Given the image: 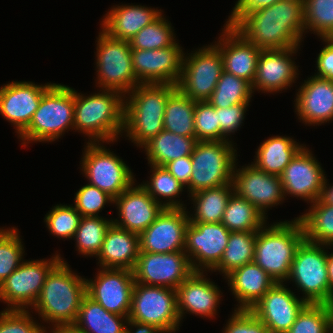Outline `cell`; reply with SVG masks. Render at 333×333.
<instances>
[{"label":"cell","instance_id":"74e56055","mask_svg":"<svg viewBox=\"0 0 333 333\" xmlns=\"http://www.w3.org/2000/svg\"><path fill=\"white\" fill-rule=\"evenodd\" d=\"M256 235L257 232H231L220 263L211 272L218 271L225 277L231 271L254 262Z\"/></svg>","mask_w":333,"mask_h":333},{"label":"cell","instance_id":"60d3db41","mask_svg":"<svg viewBox=\"0 0 333 333\" xmlns=\"http://www.w3.org/2000/svg\"><path fill=\"white\" fill-rule=\"evenodd\" d=\"M253 94L248 81L223 71L208 102L215 108H226L250 103Z\"/></svg>","mask_w":333,"mask_h":333},{"label":"cell","instance_id":"680465c9","mask_svg":"<svg viewBox=\"0 0 333 333\" xmlns=\"http://www.w3.org/2000/svg\"><path fill=\"white\" fill-rule=\"evenodd\" d=\"M327 272L329 280V304L333 305V253L328 252Z\"/></svg>","mask_w":333,"mask_h":333},{"label":"cell","instance_id":"d4e9b609","mask_svg":"<svg viewBox=\"0 0 333 333\" xmlns=\"http://www.w3.org/2000/svg\"><path fill=\"white\" fill-rule=\"evenodd\" d=\"M204 274L205 272H193L176 288L180 320L188 313L210 319L217 315L223 293L218 285Z\"/></svg>","mask_w":333,"mask_h":333},{"label":"cell","instance_id":"9f6ffc18","mask_svg":"<svg viewBox=\"0 0 333 333\" xmlns=\"http://www.w3.org/2000/svg\"><path fill=\"white\" fill-rule=\"evenodd\" d=\"M130 326V327H129ZM136 328V330H133ZM125 333H163L154 325L139 323L128 319L126 324Z\"/></svg>","mask_w":333,"mask_h":333},{"label":"cell","instance_id":"5b68a950","mask_svg":"<svg viewBox=\"0 0 333 333\" xmlns=\"http://www.w3.org/2000/svg\"><path fill=\"white\" fill-rule=\"evenodd\" d=\"M270 225L257 231L254 262L276 283H287L296 250L305 240L304 229L298 217Z\"/></svg>","mask_w":333,"mask_h":333},{"label":"cell","instance_id":"f1b7e54d","mask_svg":"<svg viewBox=\"0 0 333 333\" xmlns=\"http://www.w3.org/2000/svg\"><path fill=\"white\" fill-rule=\"evenodd\" d=\"M140 252L139 235L116 226L108 228L100 253L99 267L133 271Z\"/></svg>","mask_w":333,"mask_h":333},{"label":"cell","instance_id":"ac0fdd59","mask_svg":"<svg viewBox=\"0 0 333 333\" xmlns=\"http://www.w3.org/2000/svg\"><path fill=\"white\" fill-rule=\"evenodd\" d=\"M95 279H86V294L107 311L129 316L135 285L133 271L100 268Z\"/></svg>","mask_w":333,"mask_h":333},{"label":"cell","instance_id":"f35d334b","mask_svg":"<svg viewBox=\"0 0 333 333\" xmlns=\"http://www.w3.org/2000/svg\"><path fill=\"white\" fill-rule=\"evenodd\" d=\"M149 165L152 174L150 175L149 181L147 180L141 183V185L151 197L165 208H187L185 207L186 205L178 199L185 187L171 175L165 167Z\"/></svg>","mask_w":333,"mask_h":333},{"label":"cell","instance_id":"9a60e30c","mask_svg":"<svg viewBox=\"0 0 333 333\" xmlns=\"http://www.w3.org/2000/svg\"><path fill=\"white\" fill-rule=\"evenodd\" d=\"M193 272L185 252L163 254L139 252L133 269L136 283L173 289Z\"/></svg>","mask_w":333,"mask_h":333},{"label":"cell","instance_id":"94428289","mask_svg":"<svg viewBox=\"0 0 333 333\" xmlns=\"http://www.w3.org/2000/svg\"><path fill=\"white\" fill-rule=\"evenodd\" d=\"M328 333H333V318L329 324Z\"/></svg>","mask_w":333,"mask_h":333},{"label":"cell","instance_id":"d6a6232c","mask_svg":"<svg viewBox=\"0 0 333 333\" xmlns=\"http://www.w3.org/2000/svg\"><path fill=\"white\" fill-rule=\"evenodd\" d=\"M128 317L107 311L87 294L73 324L84 333H125Z\"/></svg>","mask_w":333,"mask_h":333},{"label":"cell","instance_id":"681fc988","mask_svg":"<svg viewBox=\"0 0 333 333\" xmlns=\"http://www.w3.org/2000/svg\"><path fill=\"white\" fill-rule=\"evenodd\" d=\"M29 310H3L0 312V333H46L42 323L34 321Z\"/></svg>","mask_w":333,"mask_h":333},{"label":"cell","instance_id":"3957f363","mask_svg":"<svg viewBox=\"0 0 333 333\" xmlns=\"http://www.w3.org/2000/svg\"><path fill=\"white\" fill-rule=\"evenodd\" d=\"M61 256V261L46 277L41 294L32 307L52 327L73 325L82 299L86 295V278L73 272Z\"/></svg>","mask_w":333,"mask_h":333},{"label":"cell","instance_id":"7a4b0ae2","mask_svg":"<svg viewBox=\"0 0 333 333\" xmlns=\"http://www.w3.org/2000/svg\"><path fill=\"white\" fill-rule=\"evenodd\" d=\"M124 101L116 90L100 89L85 96L74 89V130L85 134L88 143L117 142L123 136Z\"/></svg>","mask_w":333,"mask_h":333},{"label":"cell","instance_id":"e0dca14e","mask_svg":"<svg viewBox=\"0 0 333 333\" xmlns=\"http://www.w3.org/2000/svg\"><path fill=\"white\" fill-rule=\"evenodd\" d=\"M177 41L169 47L145 50L131 49L133 70L141 84H174L180 80L183 53Z\"/></svg>","mask_w":333,"mask_h":333},{"label":"cell","instance_id":"d6986e66","mask_svg":"<svg viewBox=\"0 0 333 333\" xmlns=\"http://www.w3.org/2000/svg\"><path fill=\"white\" fill-rule=\"evenodd\" d=\"M189 222L186 208H164L155 221L139 235L140 252H184Z\"/></svg>","mask_w":333,"mask_h":333},{"label":"cell","instance_id":"4dcf8cb0","mask_svg":"<svg viewBox=\"0 0 333 333\" xmlns=\"http://www.w3.org/2000/svg\"><path fill=\"white\" fill-rule=\"evenodd\" d=\"M303 146L289 136H271L258 146L251 163L268 174L280 176Z\"/></svg>","mask_w":333,"mask_h":333},{"label":"cell","instance_id":"ee69618b","mask_svg":"<svg viewBox=\"0 0 333 333\" xmlns=\"http://www.w3.org/2000/svg\"><path fill=\"white\" fill-rule=\"evenodd\" d=\"M19 233L16 227L0 228V285L24 261L25 249Z\"/></svg>","mask_w":333,"mask_h":333},{"label":"cell","instance_id":"836d02e7","mask_svg":"<svg viewBox=\"0 0 333 333\" xmlns=\"http://www.w3.org/2000/svg\"><path fill=\"white\" fill-rule=\"evenodd\" d=\"M233 193V185L225 184L219 187L198 191L189 198L193 201V213L188 212L190 222L219 223L224 214L227 201ZM192 216V217H191Z\"/></svg>","mask_w":333,"mask_h":333},{"label":"cell","instance_id":"91938a15","mask_svg":"<svg viewBox=\"0 0 333 333\" xmlns=\"http://www.w3.org/2000/svg\"><path fill=\"white\" fill-rule=\"evenodd\" d=\"M50 328L51 331L46 330V333H84L83 331L77 329L74 325H59Z\"/></svg>","mask_w":333,"mask_h":333},{"label":"cell","instance_id":"8fae6325","mask_svg":"<svg viewBox=\"0 0 333 333\" xmlns=\"http://www.w3.org/2000/svg\"><path fill=\"white\" fill-rule=\"evenodd\" d=\"M128 319L151 324L163 333H175L181 326L176 289L135 282Z\"/></svg>","mask_w":333,"mask_h":333},{"label":"cell","instance_id":"277c9868","mask_svg":"<svg viewBox=\"0 0 333 333\" xmlns=\"http://www.w3.org/2000/svg\"><path fill=\"white\" fill-rule=\"evenodd\" d=\"M177 89L174 84H138L124 101L123 132L141 148L164 130V113L168 97Z\"/></svg>","mask_w":333,"mask_h":333},{"label":"cell","instance_id":"4fadbf2b","mask_svg":"<svg viewBox=\"0 0 333 333\" xmlns=\"http://www.w3.org/2000/svg\"><path fill=\"white\" fill-rule=\"evenodd\" d=\"M191 52L184 54L177 88L195 102L208 101L224 71L221 53L214 44Z\"/></svg>","mask_w":333,"mask_h":333},{"label":"cell","instance_id":"11a10c76","mask_svg":"<svg viewBox=\"0 0 333 333\" xmlns=\"http://www.w3.org/2000/svg\"><path fill=\"white\" fill-rule=\"evenodd\" d=\"M186 189L192 175L191 156L173 160L164 166Z\"/></svg>","mask_w":333,"mask_h":333},{"label":"cell","instance_id":"8992f818","mask_svg":"<svg viewBox=\"0 0 333 333\" xmlns=\"http://www.w3.org/2000/svg\"><path fill=\"white\" fill-rule=\"evenodd\" d=\"M70 129L74 130V88L53 83L43 93L29 125L18 138L23 147L33 142L51 143Z\"/></svg>","mask_w":333,"mask_h":333},{"label":"cell","instance_id":"7402d4cb","mask_svg":"<svg viewBox=\"0 0 333 333\" xmlns=\"http://www.w3.org/2000/svg\"><path fill=\"white\" fill-rule=\"evenodd\" d=\"M300 46L261 50L255 76L252 84V91L262 93H278L293 86L295 80L299 78L298 65L294 62V54H297ZM292 57V58H291ZM294 59V60H293Z\"/></svg>","mask_w":333,"mask_h":333},{"label":"cell","instance_id":"5bb4252c","mask_svg":"<svg viewBox=\"0 0 333 333\" xmlns=\"http://www.w3.org/2000/svg\"><path fill=\"white\" fill-rule=\"evenodd\" d=\"M230 233L221 222H189L184 252L194 272H205L208 275L207 272H211L220 263Z\"/></svg>","mask_w":333,"mask_h":333},{"label":"cell","instance_id":"f907efd6","mask_svg":"<svg viewBox=\"0 0 333 333\" xmlns=\"http://www.w3.org/2000/svg\"><path fill=\"white\" fill-rule=\"evenodd\" d=\"M222 333H269L264 323L247 309H234Z\"/></svg>","mask_w":333,"mask_h":333},{"label":"cell","instance_id":"ba28073f","mask_svg":"<svg viewBox=\"0 0 333 333\" xmlns=\"http://www.w3.org/2000/svg\"><path fill=\"white\" fill-rule=\"evenodd\" d=\"M96 39V87L126 96L141 84L133 70L130 41L112 38L102 29Z\"/></svg>","mask_w":333,"mask_h":333},{"label":"cell","instance_id":"ffe728a7","mask_svg":"<svg viewBox=\"0 0 333 333\" xmlns=\"http://www.w3.org/2000/svg\"><path fill=\"white\" fill-rule=\"evenodd\" d=\"M312 151L304 145L291 159L280 180L285 197H298L312 204L317 201L322 192L325 171Z\"/></svg>","mask_w":333,"mask_h":333},{"label":"cell","instance_id":"484cf974","mask_svg":"<svg viewBox=\"0 0 333 333\" xmlns=\"http://www.w3.org/2000/svg\"><path fill=\"white\" fill-rule=\"evenodd\" d=\"M300 122L319 126L333 120V80L315 75L308 77L298 88L294 100Z\"/></svg>","mask_w":333,"mask_h":333},{"label":"cell","instance_id":"1f68e13d","mask_svg":"<svg viewBox=\"0 0 333 333\" xmlns=\"http://www.w3.org/2000/svg\"><path fill=\"white\" fill-rule=\"evenodd\" d=\"M196 143V137H185L162 130L141 148L145 149L148 164L164 167L173 160L191 156Z\"/></svg>","mask_w":333,"mask_h":333},{"label":"cell","instance_id":"9c48e42d","mask_svg":"<svg viewBox=\"0 0 333 333\" xmlns=\"http://www.w3.org/2000/svg\"><path fill=\"white\" fill-rule=\"evenodd\" d=\"M331 247L304 240L296 250L287 281L296 284L307 303L329 304L328 250L325 249Z\"/></svg>","mask_w":333,"mask_h":333},{"label":"cell","instance_id":"2e32d148","mask_svg":"<svg viewBox=\"0 0 333 333\" xmlns=\"http://www.w3.org/2000/svg\"><path fill=\"white\" fill-rule=\"evenodd\" d=\"M237 168L235 165L233 192L254 205L267 218L268 209L282 204L285 200L280 176L268 174L252 163Z\"/></svg>","mask_w":333,"mask_h":333},{"label":"cell","instance_id":"c3c4849f","mask_svg":"<svg viewBox=\"0 0 333 333\" xmlns=\"http://www.w3.org/2000/svg\"><path fill=\"white\" fill-rule=\"evenodd\" d=\"M75 194L74 207L81 217H98L106 203H114L112 196L89 183L83 185Z\"/></svg>","mask_w":333,"mask_h":333},{"label":"cell","instance_id":"6da1fadb","mask_svg":"<svg viewBox=\"0 0 333 333\" xmlns=\"http://www.w3.org/2000/svg\"><path fill=\"white\" fill-rule=\"evenodd\" d=\"M234 28L261 50L300 46L305 35L303 0H281L255 10Z\"/></svg>","mask_w":333,"mask_h":333},{"label":"cell","instance_id":"816d5d0a","mask_svg":"<svg viewBox=\"0 0 333 333\" xmlns=\"http://www.w3.org/2000/svg\"><path fill=\"white\" fill-rule=\"evenodd\" d=\"M249 105L250 103H240L231 107L217 108L220 124V141H230L229 138L232 141L231 135L241 128Z\"/></svg>","mask_w":333,"mask_h":333},{"label":"cell","instance_id":"f6af8a7d","mask_svg":"<svg viewBox=\"0 0 333 333\" xmlns=\"http://www.w3.org/2000/svg\"><path fill=\"white\" fill-rule=\"evenodd\" d=\"M333 305L308 303L286 333H328Z\"/></svg>","mask_w":333,"mask_h":333},{"label":"cell","instance_id":"30bf717a","mask_svg":"<svg viewBox=\"0 0 333 333\" xmlns=\"http://www.w3.org/2000/svg\"><path fill=\"white\" fill-rule=\"evenodd\" d=\"M81 158V171L89 184L113 198L129 188L136 179L130 167L104 146L103 142L86 143Z\"/></svg>","mask_w":333,"mask_h":333},{"label":"cell","instance_id":"cb8c5ba5","mask_svg":"<svg viewBox=\"0 0 333 333\" xmlns=\"http://www.w3.org/2000/svg\"><path fill=\"white\" fill-rule=\"evenodd\" d=\"M113 204L119 216V219H112L113 223L138 235L146 230L165 208L155 201L141 184L136 183L114 198Z\"/></svg>","mask_w":333,"mask_h":333},{"label":"cell","instance_id":"4316f807","mask_svg":"<svg viewBox=\"0 0 333 333\" xmlns=\"http://www.w3.org/2000/svg\"><path fill=\"white\" fill-rule=\"evenodd\" d=\"M223 27L222 34L214 45L221 53L224 71L252 85L261 49L248 41L234 27L225 24Z\"/></svg>","mask_w":333,"mask_h":333},{"label":"cell","instance_id":"db71d44e","mask_svg":"<svg viewBox=\"0 0 333 333\" xmlns=\"http://www.w3.org/2000/svg\"><path fill=\"white\" fill-rule=\"evenodd\" d=\"M325 46L321 48L317 56V73L314 75L320 78L333 80V38H321Z\"/></svg>","mask_w":333,"mask_h":333},{"label":"cell","instance_id":"f5cc1de1","mask_svg":"<svg viewBox=\"0 0 333 333\" xmlns=\"http://www.w3.org/2000/svg\"><path fill=\"white\" fill-rule=\"evenodd\" d=\"M278 1L281 0H238L225 25L235 27L249 13L272 6Z\"/></svg>","mask_w":333,"mask_h":333},{"label":"cell","instance_id":"52a82bcc","mask_svg":"<svg viewBox=\"0 0 333 333\" xmlns=\"http://www.w3.org/2000/svg\"><path fill=\"white\" fill-rule=\"evenodd\" d=\"M234 144L232 141H197L191 155L193 171L186 187L188 196L232 183L234 167L238 164Z\"/></svg>","mask_w":333,"mask_h":333},{"label":"cell","instance_id":"7bdbcfd3","mask_svg":"<svg viewBox=\"0 0 333 333\" xmlns=\"http://www.w3.org/2000/svg\"><path fill=\"white\" fill-rule=\"evenodd\" d=\"M303 9L305 34L333 38V0H303Z\"/></svg>","mask_w":333,"mask_h":333},{"label":"cell","instance_id":"bcb514c9","mask_svg":"<svg viewBox=\"0 0 333 333\" xmlns=\"http://www.w3.org/2000/svg\"><path fill=\"white\" fill-rule=\"evenodd\" d=\"M81 219L72 205L57 204L45 215L44 222L50 234L57 238L73 239Z\"/></svg>","mask_w":333,"mask_h":333},{"label":"cell","instance_id":"603a6c76","mask_svg":"<svg viewBox=\"0 0 333 333\" xmlns=\"http://www.w3.org/2000/svg\"><path fill=\"white\" fill-rule=\"evenodd\" d=\"M53 83L38 85L31 81H12L0 87V114L13 126L17 136L29 125L43 93Z\"/></svg>","mask_w":333,"mask_h":333},{"label":"cell","instance_id":"7c38bea8","mask_svg":"<svg viewBox=\"0 0 333 333\" xmlns=\"http://www.w3.org/2000/svg\"><path fill=\"white\" fill-rule=\"evenodd\" d=\"M60 261L58 252L50 259L24 260L0 285V301L8 305L5 310H32L47 275Z\"/></svg>","mask_w":333,"mask_h":333},{"label":"cell","instance_id":"7dc6e473","mask_svg":"<svg viewBox=\"0 0 333 333\" xmlns=\"http://www.w3.org/2000/svg\"><path fill=\"white\" fill-rule=\"evenodd\" d=\"M194 125L197 141H220L217 108L208 101L195 102Z\"/></svg>","mask_w":333,"mask_h":333},{"label":"cell","instance_id":"83f0119b","mask_svg":"<svg viewBox=\"0 0 333 333\" xmlns=\"http://www.w3.org/2000/svg\"><path fill=\"white\" fill-rule=\"evenodd\" d=\"M109 10L101 21V29L112 38L125 41H130L162 14L161 9L133 4L116 5Z\"/></svg>","mask_w":333,"mask_h":333},{"label":"cell","instance_id":"b9f144b4","mask_svg":"<svg viewBox=\"0 0 333 333\" xmlns=\"http://www.w3.org/2000/svg\"><path fill=\"white\" fill-rule=\"evenodd\" d=\"M173 31L171 22L162 13L130 40L131 49L154 50L172 46L176 42Z\"/></svg>","mask_w":333,"mask_h":333},{"label":"cell","instance_id":"f546056e","mask_svg":"<svg viewBox=\"0 0 333 333\" xmlns=\"http://www.w3.org/2000/svg\"><path fill=\"white\" fill-rule=\"evenodd\" d=\"M237 304L235 309L250 310L276 283L259 265L251 262L224 277Z\"/></svg>","mask_w":333,"mask_h":333},{"label":"cell","instance_id":"8d00e7d4","mask_svg":"<svg viewBox=\"0 0 333 333\" xmlns=\"http://www.w3.org/2000/svg\"><path fill=\"white\" fill-rule=\"evenodd\" d=\"M305 240L315 244L333 246V206L320 199L313 202L306 213L298 216Z\"/></svg>","mask_w":333,"mask_h":333},{"label":"cell","instance_id":"ab89813d","mask_svg":"<svg viewBox=\"0 0 333 333\" xmlns=\"http://www.w3.org/2000/svg\"><path fill=\"white\" fill-rule=\"evenodd\" d=\"M112 223V219H106L102 216L81 217L73 237L78 253L85 257H97L101 251L106 232Z\"/></svg>","mask_w":333,"mask_h":333},{"label":"cell","instance_id":"6f0895ef","mask_svg":"<svg viewBox=\"0 0 333 333\" xmlns=\"http://www.w3.org/2000/svg\"><path fill=\"white\" fill-rule=\"evenodd\" d=\"M328 182L327 177H325L320 200L325 203L333 206V185L331 186Z\"/></svg>","mask_w":333,"mask_h":333},{"label":"cell","instance_id":"d590c367","mask_svg":"<svg viewBox=\"0 0 333 333\" xmlns=\"http://www.w3.org/2000/svg\"><path fill=\"white\" fill-rule=\"evenodd\" d=\"M267 219L254 205L233 192L221 223L231 232H257L267 223Z\"/></svg>","mask_w":333,"mask_h":333},{"label":"cell","instance_id":"e575fe53","mask_svg":"<svg viewBox=\"0 0 333 333\" xmlns=\"http://www.w3.org/2000/svg\"><path fill=\"white\" fill-rule=\"evenodd\" d=\"M195 101L178 88L168 97L164 113V130L185 137H195Z\"/></svg>","mask_w":333,"mask_h":333},{"label":"cell","instance_id":"44dd1931","mask_svg":"<svg viewBox=\"0 0 333 333\" xmlns=\"http://www.w3.org/2000/svg\"><path fill=\"white\" fill-rule=\"evenodd\" d=\"M285 284L275 283L250 309L268 328L269 333H286L308 304Z\"/></svg>","mask_w":333,"mask_h":333}]
</instances>
